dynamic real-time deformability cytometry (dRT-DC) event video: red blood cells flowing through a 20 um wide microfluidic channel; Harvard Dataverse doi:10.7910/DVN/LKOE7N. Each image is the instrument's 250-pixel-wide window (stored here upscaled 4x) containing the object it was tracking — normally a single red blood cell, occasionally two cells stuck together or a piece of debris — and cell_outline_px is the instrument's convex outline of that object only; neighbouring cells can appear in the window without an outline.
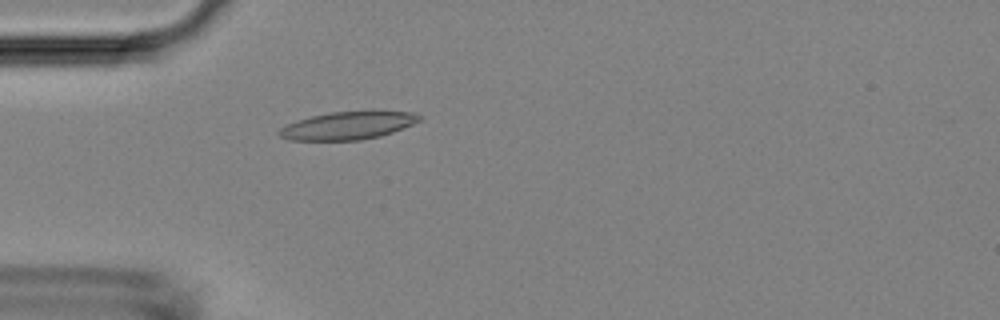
{"species": "Egyptian fruit bat (a non-hibernating species)", "species_latin": "Rousettus aegyptiacus", "temperature_condition": "room temperature", "stored_images_in_passage": 2, "camera_frame_rate_fps": 3000, "um_per_image_px": 0.085, "animal": {"sex": "female"}, "frame": {"image": 1, "passage_image": 2, "time_ms": 1.333, "image_size_px": [1000, 320], "cell_outline_px": [[424, 116], [420, 120], [412, 124], [392, 132], [380, 136], [360, 140], [288, 140], [280, 136], [276, 132], [280, 128], [288, 124], [312, 116], [328, 112], [372, 108], [416, 112]], "centroid_in_image_um": [29.67, 10.61], "position_along_channel_um": 55.3, "area_um2": 23.64}}